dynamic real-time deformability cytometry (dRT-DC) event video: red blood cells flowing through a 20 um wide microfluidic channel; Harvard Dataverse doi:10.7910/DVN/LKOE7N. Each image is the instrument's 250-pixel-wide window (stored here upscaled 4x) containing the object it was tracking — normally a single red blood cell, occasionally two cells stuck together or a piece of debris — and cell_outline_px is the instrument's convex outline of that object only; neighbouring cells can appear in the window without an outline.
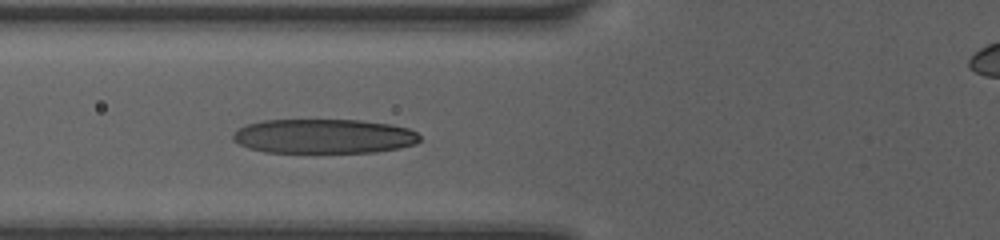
{"species": "human", "species_latin": "Homo sapiens", "temperature_condition": "room temperature", "stored_images_in_passage": 11, "camera_frame_rate_fps": 3000, "um_per_image_px": 0.085, "donor": {"sex": "female"}, "frame": {"image": 1, "passage_image": 11, "time_ms": 4.333, "image_size_px": [1000, 240], "cell_outline_px": [[420, 140], [416, 144], [400, 148], [376, 152], [264, 152], [248, 148], [232, 140], [232, 136], [240, 128], [248, 124], [264, 120], [360, 120], [392, 124], [408, 128], [416, 132], [420, 136]], "centroid_in_image_um": [27.56, 11.58], "position_along_channel_um": 98.2, "area_um2": 37.57}}